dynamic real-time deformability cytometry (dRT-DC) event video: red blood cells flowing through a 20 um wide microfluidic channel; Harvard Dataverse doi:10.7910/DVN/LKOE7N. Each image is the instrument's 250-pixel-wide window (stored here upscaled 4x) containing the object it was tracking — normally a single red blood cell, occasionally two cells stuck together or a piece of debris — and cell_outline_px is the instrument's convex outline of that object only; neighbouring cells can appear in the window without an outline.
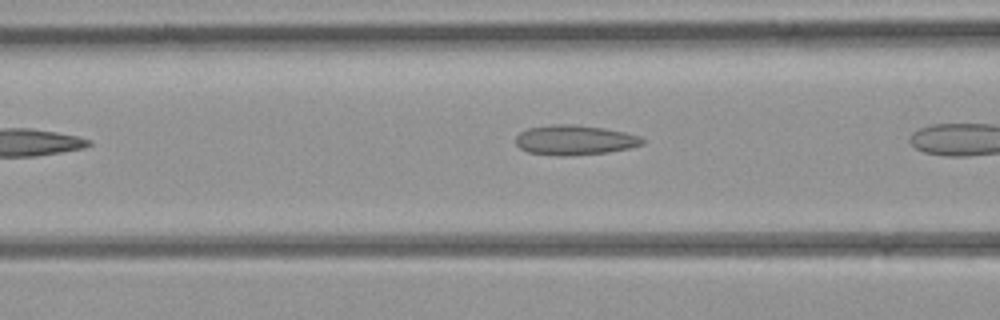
{"species": "common noctule bat (a hibernating species)", "species_latin": "Nyctalus noctula", "temperature_condition": "room temperature", "stored_images_in_passage": 6, "camera_frame_rate_fps": 3000, "um_per_image_px": 0.085, "animal": {"sex": "female", "body_mass_g": 21.9}, "frame": {"image": 1, "passage_image": 4, "time_ms": 3.667, "image_size_px": [1000, 320], "cell_outline_px": [[644, 144], [628, 148], [608, 152], [572, 156], [556, 156], [528, 152], [520, 148], [516, 144], [516, 136], [520, 132], [528, 128], [552, 124], [576, 124], [604, 128], [624, 132], [640, 136], [644, 140]], "centroid_in_image_um": [48.83, 11.9], "position_along_channel_um": 117.8, "area_um2": 22.2}}
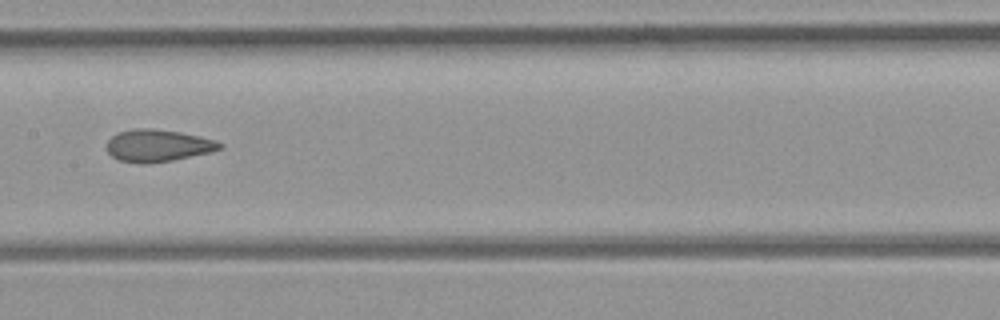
{"frame": {"image": 2, "passage_image": 6, "time_ms": 6.0, "image_size_px": [1000, 320], "cell_outline_px": [[224, 148], [212, 152], [172, 160], [148, 164], [140, 164], [120, 160], [112, 156], [108, 152], [108, 140], [112, 136], [120, 132], [136, 128], [152, 128], [180, 132], [200, 136], [216, 140], [224, 144]], "centroid_in_image_um": [13.47, 12.38], "position_along_channel_um": 193.9, "area_um2": 21.27}}